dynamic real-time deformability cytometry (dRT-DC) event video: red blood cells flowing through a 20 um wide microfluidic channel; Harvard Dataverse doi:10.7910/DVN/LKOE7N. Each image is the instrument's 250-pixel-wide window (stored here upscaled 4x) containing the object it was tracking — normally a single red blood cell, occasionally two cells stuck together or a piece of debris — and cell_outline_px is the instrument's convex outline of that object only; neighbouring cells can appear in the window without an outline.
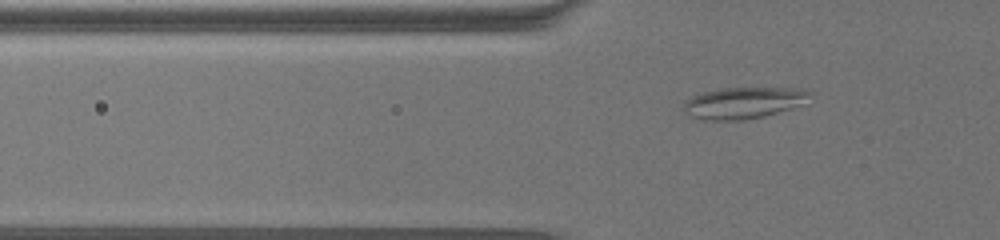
{"species": "common noctule bat (a hibernating species)", "species_latin": "Nyctalus noctula", "temperature_condition": "warm", "stored_images_in_passage": 51, "camera_frame_rate_fps": 3000, "um_per_image_px": 0.085, "animal": {"sex": "female", "body_mass_g": 19.5, "forearm_length_mm": 54.1}, "frame": {"image": 1, "passage_image": 8, "time_ms": 2.333, "image_size_px": [1000, 240], "cell_outline_px": [[812, 104], [764, 116], [744, 120], [704, 120], [692, 116], [684, 112], [684, 100], [692, 96], [704, 92], [724, 88], [796, 88], [812, 92]], "centroid_in_image_um": [63.33, 8.74], "position_along_channel_um": 62.5, "area_um2": 23.7}}
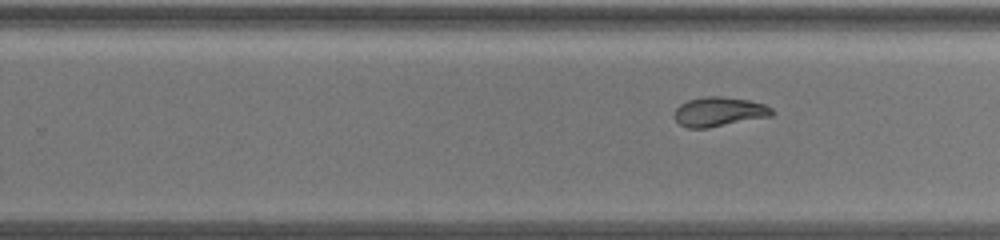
{"frame": {"image": 2, "passage_image": 28, "time_ms": 9.0, "image_size_px": [1000, 240], "cell_outline_px": [[776, 112], [772, 116], [708, 128], [688, 128], [680, 124], [676, 120], [676, 108], [680, 104], [688, 100], [704, 96], [724, 96], [748, 100], [764, 104], [772, 108]], "centroid_in_image_um": [61.16, 9.49], "position_along_channel_um": 268.6, "area_um2": 16.76}}
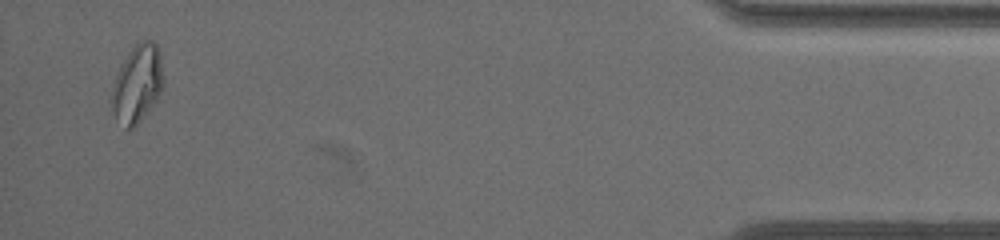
{"frame": {"image": 3, "passage_image": 49, "time_ms": 16.0, "image_size_px": [1000, 240], "cell_outline_px": [[164, 84], [160, 92], [152, 104], [140, 120], [132, 128], [128, 128], [112, 112], [112, 92], [116, 76], [120, 64], [128, 52], [140, 40], [152, 40], [156, 44], [160, 52], [164, 76]], "centroid_in_image_um": [11.7, 7.03], "position_along_channel_um": 423.5, "area_um2": 22.95}, "authors_computed_cell_mechanics": {"area_um2": 18.1492, "velocity_mm_per_s": 3.2061, "shape_relaxation_time_tau1_ms": null, "shape_relaxation_time_tau2_ms": 2.518, "deformation_change_tau1": null, "deformation_change_tau2": 0.0618}}